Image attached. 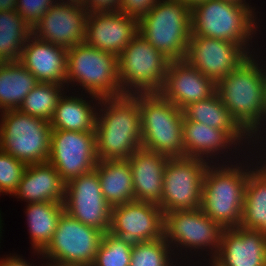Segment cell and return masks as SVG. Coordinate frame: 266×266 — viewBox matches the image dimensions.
<instances>
[{"label":"cell","instance_id":"cell-1","mask_svg":"<svg viewBox=\"0 0 266 266\" xmlns=\"http://www.w3.org/2000/svg\"><path fill=\"white\" fill-rule=\"evenodd\" d=\"M260 55V52L252 54L216 83V92L224 106L255 142L266 141L264 107V65L266 62L263 61L265 57L261 59Z\"/></svg>","mask_w":266,"mask_h":266},{"label":"cell","instance_id":"cell-2","mask_svg":"<svg viewBox=\"0 0 266 266\" xmlns=\"http://www.w3.org/2000/svg\"><path fill=\"white\" fill-rule=\"evenodd\" d=\"M94 131L98 161L129 159L142 142L139 94L100 99Z\"/></svg>","mask_w":266,"mask_h":266},{"label":"cell","instance_id":"cell-3","mask_svg":"<svg viewBox=\"0 0 266 266\" xmlns=\"http://www.w3.org/2000/svg\"><path fill=\"white\" fill-rule=\"evenodd\" d=\"M247 153L242 162L209 164L204 174L200 209L222 228L240 226L248 174L259 164Z\"/></svg>","mask_w":266,"mask_h":266},{"label":"cell","instance_id":"cell-4","mask_svg":"<svg viewBox=\"0 0 266 266\" xmlns=\"http://www.w3.org/2000/svg\"><path fill=\"white\" fill-rule=\"evenodd\" d=\"M256 16L252 6L204 0L191 7V34L241 44L252 55L258 53L252 42L257 31L261 32Z\"/></svg>","mask_w":266,"mask_h":266},{"label":"cell","instance_id":"cell-5","mask_svg":"<svg viewBox=\"0 0 266 266\" xmlns=\"http://www.w3.org/2000/svg\"><path fill=\"white\" fill-rule=\"evenodd\" d=\"M191 7L179 0H160L138 21L139 34L170 61L186 57L191 35Z\"/></svg>","mask_w":266,"mask_h":266},{"label":"cell","instance_id":"cell-6","mask_svg":"<svg viewBox=\"0 0 266 266\" xmlns=\"http://www.w3.org/2000/svg\"><path fill=\"white\" fill-rule=\"evenodd\" d=\"M79 83V84H78ZM76 84V85H75ZM71 85V86H70ZM103 98L123 95L118 74V56L83 44L67 49L66 87ZM80 86V88H79Z\"/></svg>","mask_w":266,"mask_h":266},{"label":"cell","instance_id":"cell-7","mask_svg":"<svg viewBox=\"0 0 266 266\" xmlns=\"http://www.w3.org/2000/svg\"><path fill=\"white\" fill-rule=\"evenodd\" d=\"M141 147L168 157H183V110L158 92L140 93Z\"/></svg>","mask_w":266,"mask_h":266},{"label":"cell","instance_id":"cell-8","mask_svg":"<svg viewBox=\"0 0 266 266\" xmlns=\"http://www.w3.org/2000/svg\"><path fill=\"white\" fill-rule=\"evenodd\" d=\"M222 231L223 228L200 208L164 213V238L173 248L174 257L179 263L181 258L189 261L190 258H193L191 255H198L199 257L202 255L204 262H210L219 250ZM188 250L191 253L190 256ZM204 251L206 252L204 253ZM182 252L184 253L182 254ZM202 253L206 255L204 256ZM207 255L210 258H206Z\"/></svg>","mask_w":266,"mask_h":266},{"label":"cell","instance_id":"cell-9","mask_svg":"<svg viewBox=\"0 0 266 266\" xmlns=\"http://www.w3.org/2000/svg\"><path fill=\"white\" fill-rule=\"evenodd\" d=\"M0 150L26 165L48 162L52 127L49 121L17 110L0 114Z\"/></svg>","mask_w":266,"mask_h":266},{"label":"cell","instance_id":"cell-10","mask_svg":"<svg viewBox=\"0 0 266 266\" xmlns=\"http://www.w3.org/2000/svg\"><path fill=\"white\" fill-rule=\"evenodd\" d=\"M169 62L138 33L118 56L121 93L158 92L164 83Z\"/></svg>","mask_w":266,"mask_h":266},{"label":"cell","instance_id":"cell-11","mask_svg":"<svg viewBox=\"0 0 266 266\" xmlns=\"http://www.w3.org/2000/svg\"><path fill=\"white\" fill-rule=\"evenodd\" d=\"M103 234L102 231L81 223L64 211L50 243L41 253L35 252L34 255L41 257L40 259L63 264L91 266Z\"/></svg>","mask_w":266,"mask_h":266},{"label":"cell","instance_id":"cell-12","mask_svg":"<svg viewBox=\"0 0 266 266\" xmlns=\"http://www.w3.org/2000/svg\"><path fill=\"white\" fill-rule=\"evenodd\" d=\"M209 162L196 157H170L164 171L161 203L163 214L175 210L199 209L203 179Z\"/></svg>","mask_w":266,"mask_h":266},{"label":"cell","instance_id":"cell-13","mask_svg":"<svg viewBox=\"0 0 266 266\" xmlns=\"http://www.w3.org/2000/svg\"><path fill=\"white\" fill-rule=\"evenodd\" d=\"M48 163L65 183L93 171L98 163L95 132L52 130Z\"/></svg>","mask_w":266,"mask_h":266},{"label":"cell","instance_id":"cell-14","mask_svg":"<svg viewBox=\"0 0 266 266\" xmlns=\"http://www.w3.org/2000/svg\"><path fill=\"white\" fill-rule=\"evenodd\" d=\"M63 205L64 211L81 223L104 234L109 232L111 206L103 196L95 170L66 183Z\"/></svg>","mask_w":266,"mask_h":266},{"label":"cell","instance_id":"cell-15","mask_svg":"<svg viewBox=\"0 0 266 266\" xmlns=\"http://www.w3.org/2000/svg\"><path fill=\"white\" fill-rule=\"evenodd\" d=\"M109 232L134 247L164 236V214L155 203L131 201L111 207Z\"/></svg>","mask_w":266,"mask_h":266},{"label":"cell","instance_id":"cell-16","mask_svg":"<svg viewBox=\"0 0 266 266\" xmlns=\"http://www.w3.org/2000/svg\"><path fill=\"white\" fill-rule=\"evenodd\" d=\"M250 56L241 44L191 34L184 60L217 83Z\"/></svg>","mask_w":266,"mask_h":266},{"label":"cell","instance_id":"cell-17","mask_svg":"<svg viewBox=\"0 0 266 266\" xmlns=\"http://www.w3.org/2000/svg\"><path fill=\"white\" fill-rule=\"evenodd\" d=\"M88 12L82 3L58 0L32 27V35L65 48L83 44Z\"/></svg>","mask_w":266,"mask_h":266},{"label":"cell","instance_id":"cell-18","mask_svg":"<svg viewBox=\"0 0 266 266\" xmlns=\"http://www.w3.org/2000/svg\"><path fill=\"white\" fill-rule=\"evenodd\" d=\"M183 146L184 156L203 159L210 164L233 163L235 159L238 161L240 157L242 158L245 154L247 155L244 147H242L226 130L209 127L195 121H189L185 117L183 120ZM228 151L231 152L228 153ZM241 151H245V153L243 152L244 155ZM234 152L235 155H233ZM230 153L234 156L233 158ZM221 154L222 156H220ZM222 158L225 159V161ZM219 159L221 162H219Z\"/></svg>","mask_w":266,"mask_h":266},{"label":"cell","instance_id":"cell-19","mask_svg":"<svg viewBox=\"0 0 266 266\" xmlns=\"http://www.w3.org/2000/svg\"><path fill=\"white\" fill-rule=\"evenodd\" d=\"M138 20L119 11L89 12L85 43L119 56L139 33Z\"/></svg>","mask_w":266,"mask_h":266},{"label":"cell","instance_id":"cell-20","mask_svg":"<svg viewBox=\"0 0 266 266\" xmlns=\"http://www.w3.org/2000/svg\"><path fill=\"white\" fill-rule=\"evenodd\" d=\"M216 82L192 67L186 60L170 61L158 93L183 110L191 103L216 93Z\"/></svg>","mask_w":266,"mask_h":266},{"label":"cell","instance_id":"cell-21","mask_svg":"<svg viewBox=\"0 0 266 266\" xmlns=\"http://www.w3.org/2000/svg\"><path fill=\"white\" fill-rule=\"evenodd\" d=\"M211 266H266V236L241 226L223 228Z\"/></svg>","mask_w":266,"mask_h":266},{"label":"cell","instance_id":"cell-22","mask_svg":"<svg viewBox=\"0 0 266 266\" xmlns=\"http://www.w3.org/2000/svg\"><path fill=\"white\" fill-rule=\"evenodd\" d=\"M19 62L43 83L66 85L67 48L31 35L23 46Z\"/></svg>","mask_w":266,"mask_h":266},{"label":"cell","instance_id":"cell-23","mask_svg":"<svg viewBox=\"0 0 266 266\" xmlns=\"http://www.w3.org/2000/svg\"><path fill=\"white\" fill-rule=\"evenodd\" d=\"M170 157L140 148L129 157L132 171L134 200L161 203L164 171Z\"/></svg>","mask_w":266,"mask_h":266},{"label":"cell","instance_id":"cell-24","mask_svg":"<svg viewBox=\"0 0 266 266\" xmlns=\"http://www.w3.org/2000/svg\"><path fill=\"white\" fill-rule=\"evenodd\" d=\"M66 183L50 163L27 165L12 196L27 203L63 202Z\"/></svg>","mask_w":266,"mask_h":266},{"label":"cell","instance_id":"cell-25","mask_svg":"<svg viewBox=\"0 0 266 266\" xmlns=\"http://www.w3.org/2000/svg\"><path fill=\"white\" fill-rule=\"evenodd\" d=\"M68 92L69 90L63 93L56 105L54 116L50 121L52 130L95 132L97 106L100 98L93 95L88 97V94L85 93L80 95L79 91H77L78 94L72 92L67 96ZM86 98L91 99L88 101Z\"/></svg>","mask_w":266,"mask_h":266},{"label":"cell","instance_id":"cell-26","mask_svg":"<svg viewBox=\"0 0 266 266\" xmlns=\"http://www.w3.org/2000/svg\"><path fill=\"white\" fill-rule=\"evenodd\" d=\"M183 115L189 121H195L209 127L226 130L241 146H246L245 148L248 152L253 151V147L256 146V142H254L233 119V116L224 106L217 92L208 99L194 102L186 106L183 109ZM250 145H252V148Z\"/></svg>","mask_w":266,"mask_h":266},{"label":"cell","instance_id":"cell-27","mask_svg":"<svg viewBox=\"0 0 266 266\" xmlns=\"http://www.w3.org/2000/svg\"><path fill=\"white\" fill-rule=\"evenodd\" d=\"M104 198L111 207L134 201L129 159L98 161L95 169Z\"/></svg>","mask_w":266,"mask_h":266},{"label":"cell","instance_id":"cell-28","mask_svg":"<svg viewBox=\"0 0 266 266\" xmlns=\"http://www.w3.org/2000/svg\"><path fill=\"white\" fill-rule=\"evenodd\" d=\"M38 83L19 61L0 62V113L19 109L26 95Z\"/></svg>","mask_w":266,"mask_h":266},{"label":"cell","instance_id":"cell-29","mask_svg":"<svg viewBox=\"0 0 266 266\" xmlns=\"http://www.w3.org/2000/svg\"><path fill=\"white\" fill-rule=\"evenodd\" d=\"M240 226L266 236V170L260 164L248 174Z\"/></svg>","mask_w":266,"mask_h":266},{"label":"cell","instance_id":"cell-30","mask_svg":"<svg viewBox=\"0 0 266 266\" xmlns=\"http://www.w3.org/2000/svg\"><path fill=\"white\" fill-rule=\"evenodd\" d=\"M27 227L33 252L41 253L53 238L64 212L63 202L26 203Z\"/></svg>","mask_w":266,"mask_h":266},{"label":"cell","instance_id":"cell-31","mask_svg":"<svg viewBox=\"0 0 266 266\" xmlns=\"http://www.w3.org/2000/svg\"><path fill=\"white\" fill-rule=\"evenodd\" d=\"M32 27L17 11H0V62L19 61Z\"/></svg>","mask_w":266,"mask_h":266},{"label":"cell","instance_id":"cell-32","mask_svg":"<svg viewBox=\"0 0 266 266\" xmlns=\"http://www.w3.org/2000/svg\"><path fill=\"white\" fill-rule=\"evenodd\" d=\"M65 91L67 88L62 84L39 82L26 95L19 110L50 122L54 116L56 105Z\"/></svg>","mask_w":266,"mask_h":266},{"label":"cell","instance_id":"cell-33","mask_svg":"<svg viewBox=\"0 0 266 266\" xmlns=\"http://www.w3.org/2000/svg\"><path fill=\"white\" fill-rule=\"evenodd\" d=\"M171 246L164 236L152 241H144L132 247L130 266H177Z\"/></svg>","mask_w":266,"mask_h":266},{"label":"cell","instance_id":"cell-34","mask_svg":"<svg viewBox=\"0 0 266 266\" xmlns=\"http://www.w3.org/2000/svg\"><path fill=\"white\" fill-rule=\"evenodd\" d=\"M132 247L110 232L103 234L91 266H130Z\"/></svg>","mask_w":266,"mask_h":266},{"label":"cell","instance_id":"cell-35","mask_svg":"<svg viewBox=\"0 0 266 266\" xmlns=\"http://www.w3.org/2000/svg\"><path fill=\"white\" fill-rule=\"evenodd\" d=\"M26 164L0 150V192L13 195L17 190Z\"/></svg>","mask_w":266,"mask_h":266},{"label":"cell","instance_id":"cell-36","mask_svg":"<svg viewBox=\"0 0 266 266\" xmlns=\"http://www.w3.org/2000/svg\"><path fill=\"white\" fill-rule=\"evenodd\" d=\"M58 0H18V14L31 26L48 12Z\"/></svg>","mask_w":266,"mask_h":266},{"label":"cell","instance_id":"cell-37","mask_svg":"<svg viewBox=\"0 0 266 266\" xmlns=\"http://www.w3.org/2000/svg\"><path fill=\"white\" fill-rule=\"evenodd\" d=\"M160 0H120V13L133 17L138 21L142 19Z\"/></svg>","mask_w":266,"mask_h":266},{"label":"cell","instance_id":"cell-38","mask_svg":"<svg viewBox=\"0 0 266 266\" xmlns=\"http://www.w3.org/2000/svg\"><path fill=\"white\" fill-rule=\"evenodd\" d=\"M120 0H84L83 7L87 12L118 11Z\"/></svg>","mask_w":266,"mask_h":266},{"label":"cell","instance_id":"cell-39","mask_svg":"<svg viewBox=\"0 0 266 266\" xmlns=\"http://www.w3.org/2000/svg\"><path fill=\"white\" fill-rule=\"evenodd\" d=\"M15 255V256H14ZM23 256L12 254L10 256H4L0 258V266H32L33 263L30 264L27 260L22 258ZM33 266H35L33 264Z\"/></svg>","mask_w":266,"mask_h":266},{"label":"cell","instance_id":"cell-40","mask_svg":"<svg viewBox=\"0 0 266 266\" xmlns=\"http://www.w3.org/2000/svg\"><path fill=\"white\" fill-rule=\"evenodd\" d=\"M261 142V143H260ZM260 145H259V144ZM255 145H257L256 146V148L259 146V148H255L254 147V150L253 151H255V153H257L256 155H257V158H259V159H257V160H259L258 161V163L266 170V141L265 142H262V141H258V142H256L255 143ZM261 147V148H260ZM265 147V148H264ZM261 151H260V150ZM263 149H264V151H263ZM259 150V151H258ZM260 152V153H259ZM262 153V154H261ZM265 153V154H264ZM264 154V155H263ZM259 155V156H258ZM262 157V158H261ZM265 158V159H264Z\"/></svg>","mask_w":266,"mask_h":266},{"label":"cell","instance_id":"cell-41","mask_svg":"<svg viewBox=\"0 0 266 266\" xmlns=\"http://www.w3.org/2000/svg\"><path fill=\"white\" fill-rule=\"evenodd\" d=\"M17 1L18 0H0V11H17Z\"/></svg>","mask_w":266,"mask_h":266},{"label":"cell","instance_id":"cell-42","mask_svg":"<svg viewBox=\"0 0 266 266\" xmlns=\"http://www.w3.org/2000/svg\"><path fill=\"white\" fill-rule=\"evenodd\" d=\"M47 262H45L44 264H41V266L45 265V266H81V265H72V264H63V263H59V262H54V261H49L46 260Z\"/></svg>","mask_w":266,"mask_h":266},{"label":"cell","instance_id":"cell-43","mask_svg":"<svg viewBox=\"0 0 266 266\" xmlns=\"http://www.w3.org/2000/svg\"><path fill=\"white\" fill-rule=\"evenodd\" d=\"M222 1L243 6H252L246 0H222Z\"/></svg>","mask_w":266,"mask_h":266},{"label":"cell","instance_id":"cell-44","mask_svg":"<svg viewBox=\"0 0 266 266\" xmlns=\"http://www.w3.org/2000/svg\"><path fill=\"white\" fill-rule=\"evenodd\" d=\"M264 93H265L264 107H265V115H266V64H265V68H264Z\"/></svg>","mask_w":266,"mask_h":266},{"label":"cell","instance_id":"cell-45","mask_svg":"<svg viewBox=\"0 0 266 266\" xmlns=\"http://www.w3.org/2000/svg\"><path fill=\"white\" fill-rule=\"evenodd\" d=\"M187 5H189L190 7H192L193 5H195L198 2L204 1V0H179Z\"/></svg>","mask_w":266,"mask_h":266},{"label":"cell","instance_id":"cell-46","mask_svg":"<svg viewBox=\"0 0 266 266\" xmlns=\"http://www.w3.org/2000/svg\"><path fill=\"white\" fill-rule=\"evenodd\" d=\"M1 211V210H0ZM2 216H1V212H0V240H1V237H2V231H4L2 228H3V226H2V218H1ZM1 243V242H0ZM0 247H1V245H0Z\"/></svg>","mask_w":266,"mask_h":266},{"label":"cell","instance_id":"cell-47","mask_svg":"<svg viewBox=\"0 0 266 266\" xmlns=\"http://www.w3.org/2000/svg\"><path fill=\"white\" fill-rule=\"evenodd\" d=\"M61 1H72V2H79V3H82L84 0H61Z\"/></svg>","mask_w":266,"mask_h":266},{"label":"cell","instance_id":"cell-48","mask_svg":"<svg viewBox=\"0 0 266 266\" xmlns=\"http://www.w3.org/2000/svg\"><path fill=\"white\" fill-rule=\"evenodd\" d=\"M0 145H1V118H0Z\"/></svg>","mask_w":266,"mask_h":266}]
</instances>
